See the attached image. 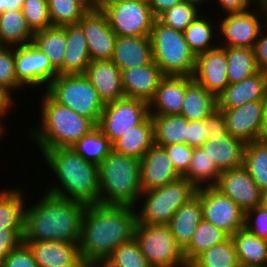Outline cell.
<instances>
[{
    "instance_id": "cell-34",
    "label": "cell",
    "mask_w": 267,
    "mask_h": 267,
    "mask_svg": "<svg viewBox=\"0 0 267 267\" xmlns=\"http://www.w3.org/2000/svg\"><path fill=\"white\" fill-rule=\"evenodd\" d=\"M154 144L159 146L175 143L187 144L188 120L180 114L151 115Z\"/></svg>"
},
{
    "instance_id": "cell-59",
    "label": "cell",
    "mask_w": 267,
    "mask_h": 267,
    "mask_svg": "<svg viewBox=\"0 0 267 267\" xmlns=\"http://www.w3.org/2000/svg\"><path fill=\"white\" fill-rule=\"evenodd\" d=\"M79 5H81L86 11H96L99 10L98 0H75Z\"/></svg>"
},
{
    "instance_id": "cell-31",
    "label": "cell",
    "mask_w": 267,
    "mask_h": 267,
    "mask_svg": "<svg viewBox=\"0 0 267 267\" xmlns=\"http://www.w3.org/2000/svg\"><path fill=\"white\" fill-rule=\"evenodd\" d=\"M232 239L240 267H267V241L242 228Z\"/></svg>"
},
{
    "instance_id": "cell-7",
    "label": "cell",
    "mask_w": 267,
    "mask_h": 267,
    "mask_svg": "<svg viewBox=\"0 0 267 267\" xmlns=\"http://www.w3.org/2000/svg\"><path fill=\"white\" fill-rule=\"evenodd\" d=\"M196 191L197 188L183 177L163 187L143 191L138 204L141 199L144 203L135 206L140 209L136 211L137 224L168 225L174 213L193 198Z\"/></svg>"
},
{
    "instance_id": "cell-2",
    "label": "cell",
    "mask_w": 267,
    "mask_h": 267,
    "mask_svg": "<svg viewBox=\"0 0 267 267\" xmlns=\"http://www.w3.org/2000/svg\"><path fill=\"white\" fill-rule=\"evenodd\" d=\"M30 207H25L22 242L65 241L79 243L86 204L57 197L47 192Z\"/></svg>"
},
{
    "instance_id": "cell-40",
    "label": "cell",
    "mask_w": 267,
    "mask_h": 267,
    "mask_svg": "<svg viewBox=\"0 0 267 267\" xmlns=\"http://www.w3.org/2000/svg\"><path fill=\"white\" fill-rule=\"evenodd\" d=\"M72 148L86 161L99 165L113 150V145L101 129L96 126L78 140Z\"/></svg>"
},
{
    "instance_id": "cell-18",
    "label": "cell",
    "mask_w": 267,
    "mask_h": 267,
    "mask_svg": "<svg viewBox=\"0 0 267 267\" xmlns=\"http://www.w3.org/2000/svg\"><path fill=\"white\" fill-rule=\"evenodd\" d=\"M141 187L149 191L181 178L163 146L153 144L141 158Z\"/></svg>"
},
{
    "instance_id": "cell-30",
    "label": "cell",
    "mask_w": 267,
    "mask_h": 267,
    "mask_svg": "<svg viewBox=\"0 0 267 267\" xmlns=\"http://www.w3.org/2000/svg\"><path fill=\"white\" fill-rule=\"evenodd\" d=\"M24 197L15 186L0 192V233H24Z\"/></svg>"
},
{
    "instance_id": "cell-15",
    "label": "cell",
    "mask_w": 267,
    "mask_h": 267,
    "mask_svg": "<svg viewBox=\"0 0 267 267\" xmlns=\"http://www.w3.org/2000/svg\"><path fill=\"white\" fill-rule=\"evenodd\" d=\"M246 213L260 206L262 190L244 166L222 171L214 185Z\"/></svg>"
},
{
    "instance_id": "cell-56",
    "label": "cell",
    "mask_w": 267,
    "mask_h": 267,
    "mask_svg": "<svg viewBox=\"0 0 267 267\" xmlns=\"http://www.w3.org/2000/svg\"><path fill=\"white\" fill-rule=\"evenodd\" d=\"M13 93L6 87L0 85V122L6 126L2 121L5 116V118L8 116L11 106H13Z\"/></svg>"
},
{
    "instance_id": "cell-52",
    "label": "cell",
    "mask_w": 267,
    "mask_h": 267,
    "mask_svg": "<svg viewBox=\"0 0 267 267\" xmlns=\"http://www.w3.org/2000/svg\"><path fill=\"white\" fill-rule=\"evenodd\" d=\"M208 138L225 137L228 134L227 122L222 110L218 108L208 117Z\"/></svg>"
},
{
    "instance_id": "cell-8",
    "label": "cell",
    "mask_w": 267,
    "mask_h": 267,
    "mask_svg": "<svg viewBox=\"0 0 267 267\" xmlns=\"http://www.w3.org/2000/svg\"><path fill=\"white\" fill-rule=\"evenodd\" d=\"M45 90L43 92H47L57 103L88 117L98 125L105 104L85 74H58Z\"/></svg>"
},
{
    "instance_id": "cell-53",
    "label": "cell",
    "mask_w": 267,
    "mask_h": 267,
    "mask_svg": "<svg viewBox=\"0 0 267 267\" xmlns=\"http://www.w3.org/2000/svg\"><path fill=\"white\" fill-rule=\"evenodd\" d=\"M264 29L266 33L267 26ZM264 31L256 39L253 50L259 70L267 73V33Z\"/></svg>"
},
{
    "instance_id": "cell-19",
    "label": "cell",
    "mask_w": 267,
    "mask_h": 267,
    "mask_svg": "<svg viewBox=\"0 0 267 267\" xmlns=\"http://www.w3.org/2000/svg\"><path fill=\"white\" fill-rule=\"evenodd\" d=\"M192 78L218 96L229 85L225 51L218 46L197 55Z\"/></svg>"
},
{
    "instance_id": "cell-65",
    "label": "cell",
    "mask_w": 267,
    "mask_h": 267,
    "mask_svg": "<svg viewBox=\"0 0 267 267\" xmlns=\"http://www.w3.org/2000/svg\"><path fill=\"white\" fill-rule=\"evenodd\" d=\"M5 126L0 122V138H2V136L4 137V131H5ZM1 140V139H0Z\"/></svg>"
},
{
    "instance_id": "cell-57",
    "label": "cell",
    "mask_w": 267,
    "mask_h": 267,
    "mask_svg": "<svg viewBox=\"0 0 267 267\" xmlns=\"http://www.w3.org/2000/svg\"><path fill=\"white\" fill-rule=\"evenodd\" d=\"M182 1L183 0H147V3L157 18L161 13Z\"/></svg>"
},
{
    "instance_id": "cell-39",
    "label": "cell",
    "mask_w": 267,
    "mask_h": 267,
    "mask_svg": "<svg viewBox=\"0 0 267 267\" xmlns=\"http://www.w3.org/2000/svg\"><path fill=\"white\" fill-rule=\"evenodd\" d=\"M189 267H240L232 237L199 254Z\"/></svg>"
},
{
    "instance_id": "cell-58",
    "label": "cell",
    "mask_w": 267,
    "mask_h": 267,
    "mask_svg": "<svg viewBox=\"0 0 267 267\" xmlns=\"http://www.w3.org/2000/svg\"><path fill=\"white\" fill-rule=\"evenodd\" d=\"M25 0H3V12L21 10Z\"/></svg>"
},
{
    "instance_id": "cell-61",
    "label": "cell",
    "mask_w": 267,
    "mask_h": 267,
    "mask_svg": "<svg viewBox=\"0 0 267 267\" xmlns=\"http://www.w3.org/2000/svg\"><path fill=\"white\" fill-rule=\"evenodd\" d=\"M87 267H114L106 260H96L85 264Z\"/></svg>"
},
{
    "instance_id": "cell-25",
    "label": "cell",
    "mask_w": 267,
    "mask_h": 267,
    "mask_svg": "<svg viewBox=\"0 0 267 267\" xmlns=\"http://www.w3.org/2000/svg\"><path fill=\"white\" fill-rule=\"evenodd\" d=\"M111 60L120 70L149 64L153 60L150 37L117 36Z\"/></svg>"
},
{
    "instance_id": "cell-66",
    "label": "cell",
    "mask_w": 267,
    "mask_h": 267,
    "mask_svg": "<svg viewBox=\"0 0 267 267\" xmlns=\"http://www.w3.org/2000/svg\"><path fill=\"white\" fill-rule=\"evenodd\" d=\"M3 13V0H0V14Z\"/></svg>"
},
{
    "instance_id": "cell-32",
    "label": "cell",
    "mask_w": 267,
    "mask_h": 267,
    "mask_svg": "<svg viewBox=\"0 0 267 267\" xmlns=\"http://www.w3.org/2000/svg\"><path fill=\"white\" fill-rule=\"evenodd\" d=\"M153 144V121L149 115L141 124L131 128L112 145L117 153L141 159Z\"/></svg>"
},
{
    "instance_id": "cell-42",
    "label": "cell",
    "mask_w": 267,
    "mask_h": 267,
    "mask_svg": "<svg viewBox=\"0 0 267 267\" xmlns=\"http://www.w3.org/2000/svg\"><path fill=\"white\" fill-rule=\"evenodd\" d=\"M205 17L206 15L203 17L201 14L183 31L184 38L195 56L218 47L212 41L215 33L211 19Z\"/></svg>"
},
{
    "instance_id": "cell-54",
    "label": "cell",
    "mask_w": 267,
    "mask_h": 267,
    "mask_svg": "<svg viewBox=\"0 0 267 267\" xmlns=\"http://www.w3.org/2000/svg\"><path fill=\"white\" fill-rule=\"evenodd\" d=\"M23 233H0V264L22 242Z\"/></svg>"
},
{
    "instance_id": "cell-28",
    "label": "cell",
    "mask_w": 267,
    "mask_h": 267,
    "mask_svg": "<svg viewBox=\"0 0 267 267\" xmlns=\"http://www.w3.org/2000/svg\"><path fill=\"white\" fill-rule=\"evenodd\" d=\"M184 98L180 115L188 121L204 120L218 108L217 96L189 76Z\"/></svg>"
},
{
    "instance_id": "cell-17",
    "label": "cell",
    "mask_w": 267,
    "mask_h": 267,
    "mask_svg": "<svg viewBox=\"0 0 267 267\" xmlns=\"http://www.w3.org/2000/svg\"><path fill=\"white\" fill-rule=\"evenodd\" d=\"M264 107V101H253L233 109L222 110L228 133L245 144L261 140Z\"/></svg>"
},
{
    "instance_id": "cell-26",
    "label": "cell",
    "mask_w": 267,
    "mask_h": 267,
    "mask_svg": "<svg viewBox=\"0 0 267 267\" xmlns=\"http://www.w3.org/2000/svg\"><path fill=\"white\" fill-rule=\"evenodd\" d=\"M67 44L59 75H83L91 62L86 37L78 24L65 25Z\"/></svg>"
},
{
    "instance_id": "cell-50",
    "label": "cell",
    "mask_w": 267,
    "mask_h": 267,
    "mask_svg": "<svg viewBox=\"0 0 267 267\" xmlns=\"http://www.w3.org/2000/svg\"><path fill=\"white\" fill-rule=\"evenodd\" d=\"M0 267H38L29 246L21 242L0 264Z\"/></svg>"
},
{
    "instance_id": "cell-27",
    "label": "cell",
    "mask_w": 267,
    "mask_h": 267,
    "mask_svg": "<svg viewBox=\"0 0 267 267\" xmlns=\"http://www.w3.org/2000/svg\"><path fill=\"white\" fill-rule=\"evenodd\" d=\"M245 145L242 140L228 133L225 137H210L201 145V148L222 172L243 166Z\"/></svg>"
},
{
    "instance_id": "cell-4",
    "label": "cell",
    "mask_w": 267,
    "mask_h": 267,
    "mask_svg": "<svg viewBox=\"0 0 267 267\" xmlns=\"http://www.w3.org/2000/svg\"><path fill=\"white\" fill-rule=\"evenodd\" d=\"M42 98L40 127L29 131L41 153L56 147H72L97 126L88 117L57 103L47 92Z\"/></svg>"
},
{
    "instance_id": "cell-29",
    "label": "cell",
    "mask_w": 267,
    "mask_h": 267,
    "mask_svg": "<svg viewBox=\"0 0 267 267\" xmlns=\"http://www.w3.org/2000/svg\"><path fill=\"white\" fill-rule=\"evenodd\" d=\"M203 220L200 198L195 195L183 204L172 216L168 224L176 242L184 249L191 241L196 228Z\"/></svg>"
},
{
    "instance_id": "cell-12",
    "label": "cell",
    "mask_w": 267,
    "mask_h": 267,
    "mask_svg": "<svg viewBox=\"0 0 267 267\" xmlns=\"http://www.w3.org/2000/svg\"><path fill=\"white\" fill-rule=\"evenodd\" d=\"M257 6L258 11L265 17L264 23L259 20V15H256L257 10L252 12L251 8L244 12L227 13L224 18L218 20L219 33L225 41L222 39L219 47H254L259 34L267 26V8L261 2Z\"/></svg>"
},
{
    "instance_id": "cell-9",
    "label": "cell",
    "mask_w": 267,
    "mask_h": 267,
    "mask_svg": "<svg viewBox=\"0 0 267 267\" xmlns=\"http://www.w3.org/2000/svg\"><path fill=\"white\" fill-rule=\"evenodd\" d=\"M134 238L152 267H188L168 225L137 224Z\"/></svg>"
},
{
    "instance_id": "cell-64",
    "label": "cell",
    "mask_w": 267,
    "mask_h": 267,
    "mask_svg": "<svg viewBox=\"0 0 267 267\" xmlns=\"http://www.w3.org/2000/svg\"><path fill=\"white\" fill-rule=\"evenodd\" d=\"M183 1H187V2H189L191 4H195L197 6H201L202 4L204 5L205 4L204 2H206V0H183Z\"/></svg>"
},
{
    "instance_id": "cell-1",
    "label": "cell",
    "mask_w": 267,
    "mask_h": 267,
    "mask_svg": "<svg viewBox=\"0 0 267 267\" xmlns=\"http://www.w3.org/2000/svg\"><path fill=\"white\" fill-rule=\"evenodd\" d=\"M136 211L134 206L127 205H87L79 241L82 262L106 260L116 247L133 239Z\"/></svg>"
},
{
    "instance_id": "cell-55",
    "label": "cell",
    "mask_w": 267,
    "mask_h": 267,
    "mask_svg": "<svg viewBox=\"0 0 267 267\" xmlns=\"http://www.w3.org/2000/svg\"><path fill=\"white\" fill-rule=\"evenodd\" d=\"M218 5L224 13H236V12H244L250 10V6L252 3L257 5L261 2V0H216Z\"/></svg>"
},
{
    "instance_id": "cell-10",
    "label": "cell",
    "mask_w": 267,
    "mask_h": 267,
    "mask_svg": "<svg viewBox=\"0 0 267 267\" xmlns=\"http://www.w3.org/2000/svg\"><path fill=\"white\" fill-rule=\"evenodd\" d=\"M102 10L117 36H150L156 20L147 0H119Z\"/></svg>"
},
{
    "instance_id": "cell-43",
    "label": "cell",
    "mask_w": 267,
    "mask_h": 267,
    "mask_svg": "<svg viewBox=\"0 0 267 267\" xmlns=\"http://www.w3.org/2000/svg\"><path fill=\"white\" fill-rule=\"evenodd\" d=\"M197 5L182 1L161 13L156 19L170 28L183 32L200 16Z\"/></svg>"
},
{
    "instance_id": "cell-47",
    "label": "cell",
    "mask_w": 267,
    "mask_h": 267,
    "mask_svg": "<svg viewBox=\"0 0 267 267\" xmlns=\"http://www.w3.org/2000/svg\"><path fill=\"white\" fill-rule=\"evenodd\" d=\"M14 66V46H0V85L12 93L25 88L17 81Z\"/></svg>"
},
{
    "instance_id": "cell-38",
    "label": "cell",
    "mask_w": 267,
    "mask_h": 267,
    "mask_svg": "<svg viewBox=\"0 0 267 267\" xmlns=\"http://www.w3.org/2000/svg\"><path fill=\"white\" fill-rule=\"evenodd\" d=\"M229 235L206 220H202L195 230L190 243L183 249L189 265L199 254L212 246L222 243Z\"/></svg>"
},
{
    "instance_id": "cell-16",
    "label": "cell",
    "mask_w": 267,
    "mask_h": 267,
    "mask_svg": "<svg viewBox=\"0 0 267 267\" xmlns=\"http://www.w3.org/2000/svg\"><path fill=\"white\" fill-rule=\"evenodd\" d=\"M77 24L83 30L91 61L111 60L117 35L102 9L87 11Z\"/></svg>"
},
{
    "instance_id": "cell-60",
    "label": "cell",
    "mask_w": 267,
    "mask_h": 267,
    "mask_svg": "<svg viewBox=\"0 0 267 267\" xmlns=\"http://www.w3.org/2000/svg\"><path fill=\"white\" fill-rule=\"evenodd\" d=\"M264 102H265L264 122H263L262 131H261V140L267 141V93H266V97L264 99Z\"/></svg>"
},
{
    "instance_id": "cell-21",
    "label": "cell",
    "mask_w": 267,
    "mask_h": 267,
    "mask_svg": "<svg viewBox=\"0 0 267 267\" xmlns=\"http://www.w3.org/2000/svg\"><path fill=\"white\" fill-rule=\"evenodd\" d=\"M267 93V73H258L229 84L218 96V109L228 110L253 101H264Z\"/></svg>"
},
{
    "instance_id": "cell-6",
    "label": "cell",
    "mask_w": 267,
    "mask_h": 267,
    "mask_svg": "<svg viewBox=\"0 0 267 267\" xmlns=\"http://www.w3.org/2000/svg\"><path fill=\"white\" fill-rule=\"evenodd\" d=\"M149 37L153 61L164 75L193 76L196 56L190 50L183 32L163 25L156 19Z\"/></svg>"
},
{
    "instance_id": "cell-13",
    "label": "cell",
    "mask_w": 267,
    "mask_h": 267,
    "mask_svg": "<svg viewBox=\"0 0 267 267\" xmlns=\"http://www.w3.org/2000/svg\"><path fill=\"white\" fill-rule=\"evenodd\" d=\"M203 219L222 229L229 236L244 228L245 213L229 197L214 186L197 188Z\"/></svg>"
},
{
    "instance_id": "cell-63",
    "label": "cell",
    "mask_w": 267,
    "mask_h": 267,
    "mask_svg": "<svg viewBox=\"0 0 267 267\" xmlns=\"http://www.w3.org/2000/svg\"><path fill=\"white\" fill-rule=\"evenodd\" d=\"M260 205L267 209V189L262 191V196H261V203Z\"/></svg>"
},
{
    "instance_id": "cell-36",
    "label": "cell",
    "mask_w": 267,
    "mask_h": 267,
    "mask_svg": "<svg viewBox=\"0 0 267 267\" xmlns=\"http://www.w3.org/2000/svg\"><path fill=\"white\" fill-rule=\"evenodd\" d=\"M226 54L227 79L229 84L244 80L260 70L258 68L253 48L221 47Z\"/></svg>"
},
{
    "instance_id": "cell-46",
    "label": "cell",
    "mask_w": 267,
    "mask_h": 267,
    "mask_svg": "<svg viewBox=\"0 0 267 267\" xmlns=\"http://www.w3.org/2000/svg\"><path fill=\"white\" fill-rule=\"evenodd\" d=\"M21 10L33 33L52 27L47 0H25Z\"/></svg>"
},
{
    "instance_id": "cell-24",
    "label": "cell",
    "mask_w": 267,
    "mask_h": 267,
    "mask_svg": "<svg viewBox=\"0 0 267 267\" xmlns=\"http://www.w3.org/2000/svg\"><path fill=\"white\" fill-rule=\"evenodd\" d=\"M186 91V76L165 75L149 101V115L180 114Z\"/></svg>"
},
{
    "instance_id": "cell-11",
    "label": "cell",
    "mask_w": 267,
    "mask_h": 267,
    "mask_svg": "<svg viewBox=\"0 0 267 267\" xmlns=\"http://www.w3.org/2000/svg\"><path fill=\"white\" fill-rule=\"evenodd\" d=\"M149 116L148 102L123 97L106 103L98 127L113 144L131 128L141 124Z\"/></svg>"
},
{
    "instance_id": "cell-49",
    "label": "cell",
    "mask_w": 267,
    "mask_h": 267,
    "mask_svg": "<svg viewBox=\"0 0 267 267\" xmlns=\"http://www.w3.org/2000/svg\"><path fill=\"white\" fill-rule=\"evenodd\" d=\"M244 228L267 241V209L260 205L248 210L244 217Z\"/></svg>"
},
{
    "instance_id": "cell-67",
    "label": "cell",
    "mask_w": 267,
    "mask_h": 267,
    "mask_svg": "<svg viewBox=\"0 0 267 267\" xmlns=\"http://www.w3.org/2000/svg\"><path fill=\"white\" fill-rule=\"evenodd\" d=\"M261 3L267 8V0H261Z\"/></svg>"
},
{
    "instance_id": "cell-23",
    "label": "cell",
    "mask_w": 267,
    "mask_h": 267,
    "mask_svg": "<svg viewBox=\"0 0 267 267\" xmlns=\"http://www.w3.org/2000/svg\"><path fill=\"white\" fill-rule=\"evenodd\" d=\"M85 76L90 80L104 104L125 97L121 70L112 60L91 61Z\"/></svg>"
},
{
    "instance_id": "cell-3",
    "label": "cell",
    "mask_w": 267,
    "mask_h": 267,
    "mask_svg": "<svg viewBox=\"0 0 267 267\" xmlns=\"http://www.w3.org/2000/svg\"><path fill=\"white\" fill-rule=\"evenodd\" d=\"M42 157L53 170L59 186H51L46 192L86 205L99 203V168L86 161L72 147H56L42 152Z\"/></svg>"
},
{
    "instance_id": "cell-14",
    "label": "cell",
    "mask_w": 267,
    "mask_h": 267,
    "mask_svg": "<svg viewBox=\"0 0 267 267\" xmlns=\"http://www.w3.org/2000/svg\"><path fill=\"white\" fill-rule=\"evenodd\" d=\"M15 74L17 81L25 88L48 85L58 75V71L50 63L49 57L32 43L15 46Z\"/></svg>"
},
{
    "instance_id": "cell-41",
    "label": "cell",
    "mask_w": 267,
    "mask_h": 267,
    "mask_svg": "<svg viewBox=\"0 0 267 267\" xmlns=\"http://www.w3.org/2000/svg\"><path fill=\"white\" fill-rule=\"evenodd\" d=\"M243 166L262 191L267 189V141H253L245 145Z\"/></svg>"
},
{
    "instance_id": "cell-22",
    "label": "cell",
    "mask_w": 267,
    "mask_h": 267,
    "mask_svg": "<svg viewBox=\"0 0 267 267\" xmlns=\"http://www.w3.org/2000/svg\"><path fill=\"white\" fill-rule=\"evenodd\" d=\"M164 76L153 60L144 66L121 70L125 97L141 99L149 103Z\"/></svg>"
},
{
    "instance_id": "cell-37",
    "label": "cell",
    "mask_w": 267,
    "mask_h": 267,
    "mask_svg": "<svg viewBox=\"0 0 267 267\" xmlns=\"http://www.w3.org/2000/svg\"><path fill=\"white\" fill-rule=\"evenodd\" d=\"M221 174V171L215 165L207 152L200 147H195L190 166L183 176L191 182L196 188L214 186Z\"/></svg>"
},
{
    "instance_id": "cell-62",
    "label": "cell",
    "mask_w": 267,
    "mask_h": 267,
    "mask_svg": "<svg viewBox=\"0 0 267 267\" xmlns=\"http://www.w3.org/2000/svg\"><path fill=\"white\" fill-rule=\"evenodd\" d=\"M119 0H98V7L99 9H103L104 7H106L107 5L116 2Z\"/></svg>"
},
{
    "instance_id": "cell-44",
    "label": "cell",
    "mask_w": 267,
    "mask_h": 267,
    "mask_svg": "<svg viewBox=\"0 0 267 267\" xmlns=\"http://www.w3.org/2000/svg\"><path fill=\"white\" fill-rule=\"evenodd\" d=\"M52 26L77 24L87 12L75 0H47Z\"/></svg>"
},
{
    "instance_id": "cell-35",
    "label": "cell",
    "mask_w": 267,
    "mask_h": 267,
    "mask_svg": "<svg viewBox=\"0 0 267 267\" xmlns=\"http://www.w3.org/2000/svg\"><path fill=\"white\" fill-rule=\"evenodd\" d=\"M32 44L45 53L52 66L58 70L62 66L67 44L65 26H52L34 32Z\"/></svg>"
},
{
    "instance_id": "cell-48",
    "label": "cell",
    "mask_w": 267,
    "mask_h": 267,
    "mask_svg": "<svg viewBox=\"0 0 267 267\" xmlns=\"http://www.w3.org/2000/svg\"><path fill=\"white\" fill-rule=\"evenodd\" d=\"M163 148L171 159L177 173L183 177L190 166L194 148L185 143L163 145Z\"/></svg>"
},
{
    "instance_id": "cell-5",
    "label": "cell",
    "mask_w": 267,
    "mask_h": 267,
    "mask_svg": "<svg viewBox=\"0 0 267 267\" xmlns=\"http://www.w3.org/2000/svg\"><path fill=\"white\" fill-rule=\"evenodd\" d=\"M99 203L136 206L143 193L141 159L112 150L98 165Z\"/></svg>"
},
{
    "instance_id": "cell-51",
    "label": "cell",
    "mask_w": 267,
    "mask_h": 267,
    "mask_svg": "<svg viewBox=\"0 0 267 267\" xmlns=\"http://www.w3.org/2000/svg\"><path fill=\"white\" fill-rule=\"evenodd\" d=\"M208 138V118L199 121H188L187 145L200 147Z\"/></svg>"
},
{
    "instance_id": "cell-20",
    "label": "cell",
    "mask_w": 267,
    "mask_h": 267,
    "mask_svg": "<svg viewBox=\"0 0 267 267\" xmlns=\"http://www.w3.org/2000/svg\"><path fill=\"white\" fill-rule=\"evenodd\" d=\"M29 246L38 267H82L79 243L65 241L23 242Z\"/></svg>"
},
{
    "instance_id": "cell-45",
    "label": "cell",
    "mask_w": 267,
    "mask_h": 267,
    "mask_svg": "<svg viewBox=\"0 0 267 267\" xmlns=\"http://www.w3.org/2000/svg\"><path fill=\"white\" fill-rule=\"evenodd\" d=\"M106 261L114 267H152L135 238L116 247Z\"/></svg>"
},
{
    "instance_id": "cell-33",
    "label": "cell",
    "mask_w": 267,
    "mask_h": 267,
    "mask_svg": "<svg viewBox=\"0 0 267 267\" xmlns=\"http://www.w3.org/2000/svg\"><path fill=\"white\" fill-rule=\"evenodd\" d=\"M33 32L28 27L22 10L0 14V45L23 46L32 43Z\"/></svg>"
}]
</instances>
